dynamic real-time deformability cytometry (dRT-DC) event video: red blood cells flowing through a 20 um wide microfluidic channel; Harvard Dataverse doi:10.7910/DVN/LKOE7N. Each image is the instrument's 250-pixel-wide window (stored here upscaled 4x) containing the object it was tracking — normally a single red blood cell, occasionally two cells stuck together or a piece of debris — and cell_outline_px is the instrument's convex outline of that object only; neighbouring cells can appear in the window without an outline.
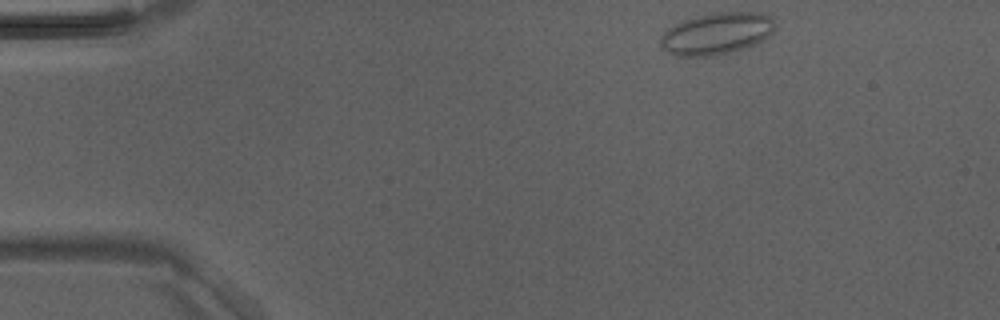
{"species": "Egyptian fruit bat (a non-hibernating species)", "species_latin": "Rousettus aegyptiacus", "temperature_condition": "room temperature", "stored_images_in_passage": 3, "camera_frame_rate_fps": 3000, "um_per_image_px": 0.085, "animal": {"sex": "male"}, "frame": {"image": 1, "passage_image": 1, "time_ms": 0.0, "image_size_px": [1000, 320], "cell_outline_px": [[776, 28], [764, 40], [756, 44], [744, 48], [716, 56], [676, 56], [668, 52], [660, 44], [660, 36], [668, 28], [684, 20], [716, 12], [760, 12], [768, 16], [772, 20]], "centroid_in_image_um": [60.92, 2.86], "position_along_channel_um": 24.1, "area_um2": 27.8}}